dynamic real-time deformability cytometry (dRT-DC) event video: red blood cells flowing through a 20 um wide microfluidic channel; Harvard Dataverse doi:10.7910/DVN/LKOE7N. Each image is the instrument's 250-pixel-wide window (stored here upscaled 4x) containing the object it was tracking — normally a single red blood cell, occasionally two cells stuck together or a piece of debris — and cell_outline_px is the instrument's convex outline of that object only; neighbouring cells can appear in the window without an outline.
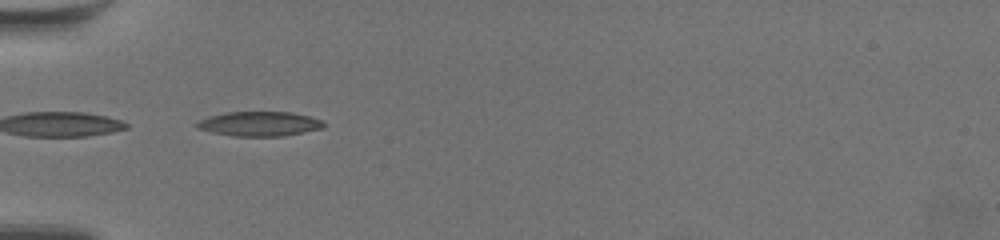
{"species": "common noctule bat (a hibernating species)", "species_latin": "Nyctalus noctula", "temperature_condition": "warm", "stored_images_in_passage": 40, "camera_frame_rate_fps": 3000, "um_per_image_px": 0.085, "animal": {"sex": "female", "body_mass_g": 19.5, "forearm_length_mm": 54.1}, "frame": {"image": 1, "passage_image": 1, "time_ms": 0.0, "image_size_px": [1000, 240], "cell_outline_px": [[324, 128], [284, 136], [232, 136], [212, 132], [196, 128], [196, 124], [200, 120], [208, 116], [224, 112], [292, 112], [324, 120]], "centroid_in_image_um": [22.06, 10.52], "position_along_channel_um": 62.9, "area_um2": 18.26}}
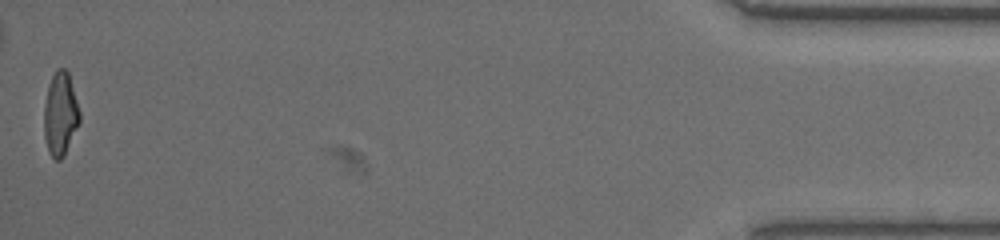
{"frame": {"image": 2, "passage_image": 40, "time_ms": 13.0, "image_size_px": [1000, 240], "cell_outline_px": [[80, 120], [64, 156], [60, 160], [56, 160], [48, 152], [44, 136], [44, 108], [48, 84], [56, 68], [64, 68], [68, 72], [80, 112]], "centroid_in_image_um": [5.12, 9.68], "position_along_channel_um": 430.1, "area_um2": 17.22}, "authors_computed_cell_mechanics": {"area_um2": 17.5712, "velocity_mm_per_s": 3.5238, "shape_relaxation_time_tau1_ms": 9.904, "shape_relaxation_time_tau2_ms": 2.0503, "deformation_change_tau1": 0.2952, "deformation_change_tau2": 0.0982}}